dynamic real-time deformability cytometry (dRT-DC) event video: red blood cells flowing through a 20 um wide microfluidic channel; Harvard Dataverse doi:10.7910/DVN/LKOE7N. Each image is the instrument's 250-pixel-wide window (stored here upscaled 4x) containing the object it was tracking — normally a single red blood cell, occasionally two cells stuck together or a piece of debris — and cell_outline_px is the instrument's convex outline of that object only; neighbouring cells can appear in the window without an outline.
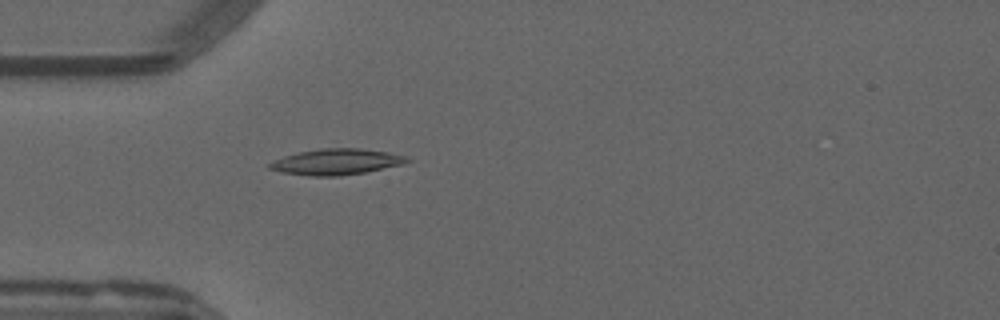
{"species": "common noctule bat (a hibernating species)", "species_latin": "Nyctalus noctula", "temperature_condition": "warm", "stored_images_in_passage": 33, "camera_frame_rate_fps": 3000, "um_per_image_px": 0.085, "animal": {"sex": "male", "forearm_length_mm": 52.5}, "frame": {"image": 1, "passage_image": 2, "time_ms": 0.333, "image_size_px": [1000, 320], "cell_outline_px": [[412, 160], [404, 164], [364, 172], [336, 176], [312, 176], [280, 172], [268, 168], [268, 164], [284, 156], [300, 152], [320, 148], [360, 148], [388, 152], [404, 156]], "centroid_in_image_um": [28.59, 13.75], "position_along_channel_um": 56.4, "area_um2": 20.58}}
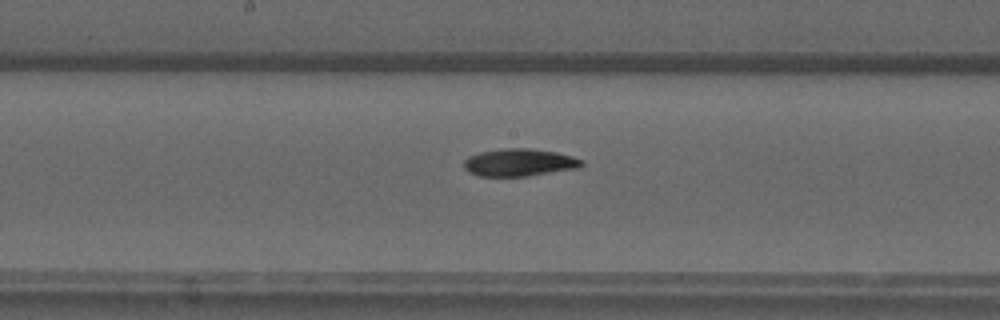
{"frame": {"image": 2, "passage_image": 14, "time_ms": 4.333, "image_size_px": [1000, 320], "cell_outline_px": [[584, 164], [580, 168], [528, 176], [480, 176], [468, 172], [464, 168], [464, 160], [468, 156], [480, 152], [504, 148], [532, 148], [556, 152], [572, 156], [584, 160]], "centroid_in_image_um": [44.17, 13.81], "position_along_channel_um": 204.0, "area_um2": 19.07}}
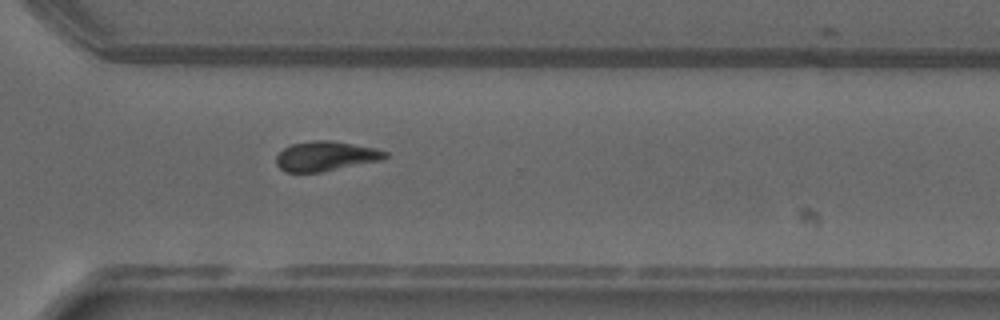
{"frame": {"image": 3, "passage_image": 25, "time_ms": 8.0, "image_size_px": [1000, 320], "cell_outline_px": [[388, 156], [380, 160], [320, 172], [284, 172], [276, 164], [276, 156], [284, 148], [292, 144], [312, 140], [332, 140], [376, 148], [388, 152]], "centroid_in_image_um": [27.67, 13.26], "position_along_channel_um": 342.9, "area_um2": 18.79}, "authors_computed_cell_mechanics": {"area_um2": 18.9006, "velocity_mm_per_s": 3.7968, "shape_relaxation_time_tau1_ms": 8.1323, "shape_relaxation_time_tau2_ms": null, "deformation_change_tau1": 0.1827, "deformation_change_tau2": null}}